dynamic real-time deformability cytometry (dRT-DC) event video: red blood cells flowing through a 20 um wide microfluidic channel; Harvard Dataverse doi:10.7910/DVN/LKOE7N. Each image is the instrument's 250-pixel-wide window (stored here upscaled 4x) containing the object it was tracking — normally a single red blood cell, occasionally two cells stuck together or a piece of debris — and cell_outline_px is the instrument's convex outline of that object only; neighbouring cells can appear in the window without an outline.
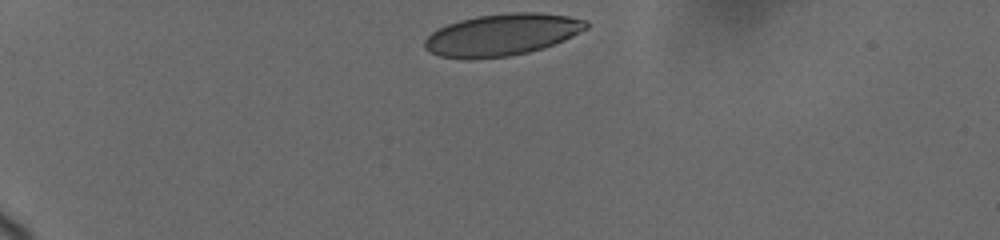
{"species": "human", "species_latin": "Homo sapiens", "temperature_condition": "cold", "stored_images_in_passage": 42, "camera_frame_rate_fps": 3000, "um_per_image_px": 0.085, "donor": {"sex": "female"}, "frame": {"image": 1, "passage_image": 1, "time_ms": 0.0, "image_size_px": [1000, 240], "cell_outline_px": [[588, 28], [564, 40], [544, 48], [528, 52], [508, 56], [472, 60], [468, 60], [440, 56], [428, 52], [424, 48], [424, 40], [432, 32], [448, 24], [460, 20], [476, 16], [508, 12], [540, 12], [568, 16], [588, 20]], "centroid_in_image_um": [42.66, 2.96], "position_along_channel_um": 42.3, "area_um2": 39.77}}
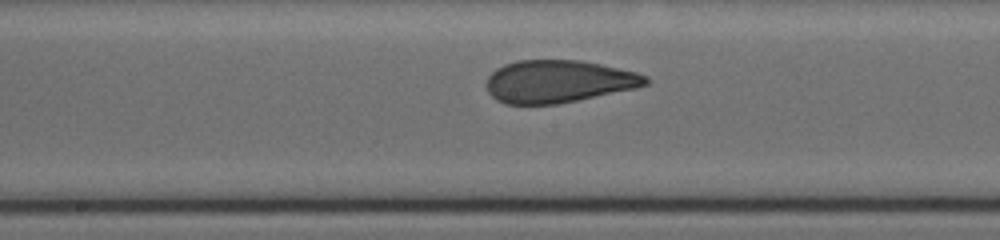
{"frame": {"image": 2, "passage_image": 19, "time_ms": 6.0, "image_size_px": [1000, 240], "cell_outline_px": [[648, 84], [636, 88], [556, 104], [504, 104], [496, 100], [488, 92], [488, 76], [496, 68], [504, 64], [516, 60], [580, 60], [600, 64], [636, 72], [648, 76]], "centroid_in_image_um": [47.45, 6.91], "position_along_channel_um": 200.8, "area_um2": 39.3}}
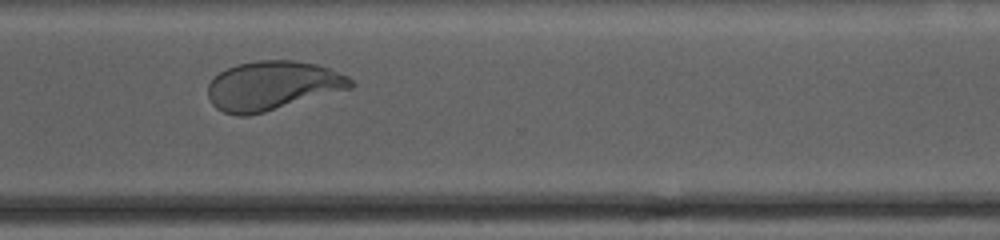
{"frame": {"image": 3, "passage_image": 35, "time_ms": 10.0, "image_size_px": [1000, 240], "cell_outline_px": [[356, 84], [352, 88], [264, 112], [248, 116], [240, 116], [224, 112], [216, 108], [212, 104], [208, 96], [208, 84], [220, 72], [236, 64], [256, 60], [292, 60], [316, 64], [328, 68], [348, 76]], "centroid_in_image_um": [23.16, 7.28], "position_along_channel_um": 347.4, "area_um2": 40.75}, "authors_computed_cell_mechanics": {"area_um2": 40.0265, "velocity_mm_per_s": 3.682, "shape_relaxation_time_tau1_ms": 8.9343, "shape_relaxation_time_tau2_ms": null, "deformation_change_tau1": 0.2209, "deformation_change_tau2": null}}